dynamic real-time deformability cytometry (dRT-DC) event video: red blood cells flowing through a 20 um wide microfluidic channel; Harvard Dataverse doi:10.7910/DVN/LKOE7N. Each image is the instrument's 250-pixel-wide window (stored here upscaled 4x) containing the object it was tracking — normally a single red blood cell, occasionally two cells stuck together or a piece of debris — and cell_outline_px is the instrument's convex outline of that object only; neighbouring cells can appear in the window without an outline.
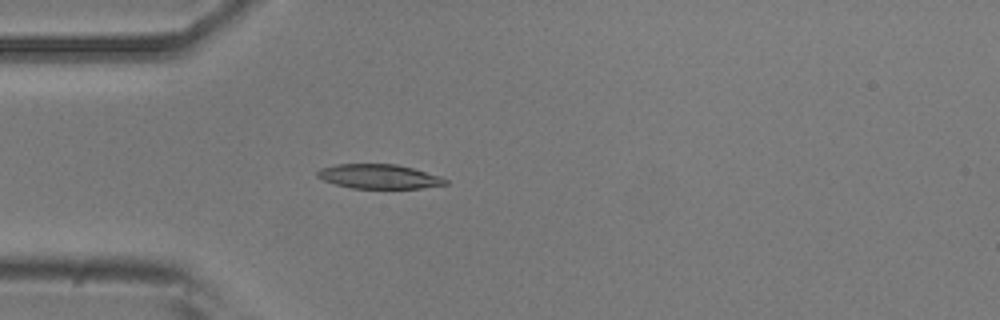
{"species": "common noctule bat (a hibernating species)", "species_latin": "Nyctalus noctula", "temperature_condition": "room temperature", "stored_images_in_passage": 38, "camera_frame_rate_fps": 3000, "um_per_image_px": 0.085, "animal": {"sex": "male", "body_mass_g": 20.5, "forearm_length_mm": 52.5}, "frame": {"image": 1, "passage_image": 1, "time_ms": 0.0, "image_size_px": [1000, 320], "cell_outline_px": [[448, 184], [420, 188], [352, 188], [336, 184], [324, 180], [316, 176], [316, 172], [320, 168], [336, 164], [396, 164], [412, 168], [440, 176], [448, 180]], "centroid_in_image_um": [32.2, 15.0], "position_along_channel_um": 52.8, "area_um2": 18.09}}
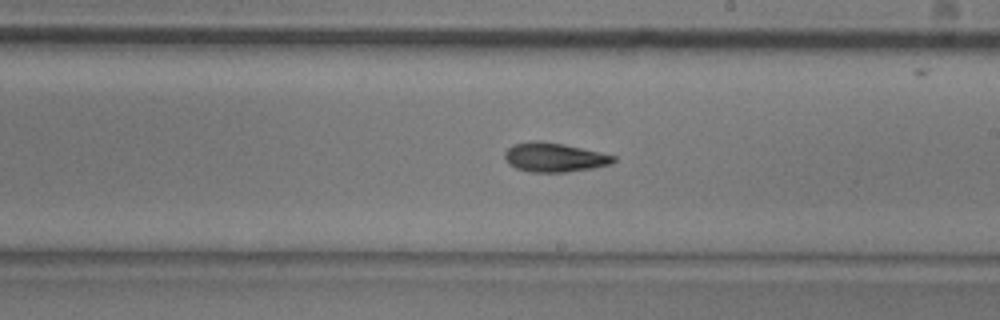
{"frame": {"image": 2, "passage_image": 16, "time_ms": 5.0, "image_size_px": [1000, 320], "cell_outline_px": [[616, 160], [612, 164], [592, 168], [568, 172], [528, 172], [516, 168], [508, 164], [504, 156], [504, 152], [512, 144], [528, 140], [540, 140], [564, 144], [616, 156]], "centroid_in_image_um": [47.08, 13.36], "position_along_channel_um": 241.9, "area_um2": 18.73}}
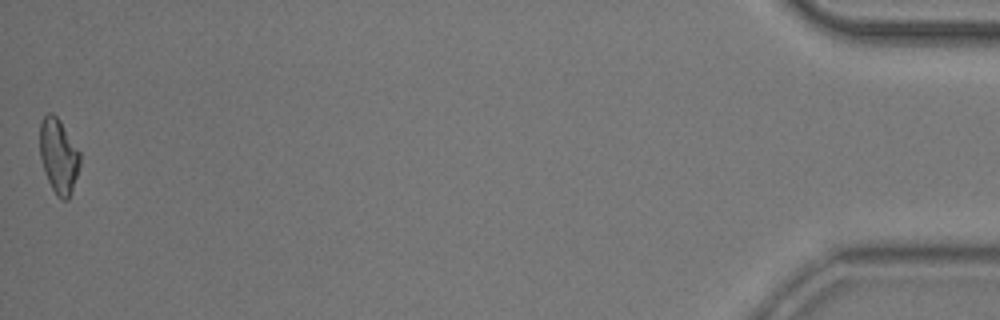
{"frame": {"image": 3, "passage_image": 38, "time_ms": 12.333, "image_size_px": [1000, 320], "cell_outline_px": [[80, 164], [72, 192], [68, 200], [64, 200], [56, 196], [44, 172], [40, 156], [40, 124], [44, 116], [48, 112], [52, 112], [60, 120], [80, 152]], "centroid_in_image_um": [4.98, 13.27], "position_along_channel_um": 430.2, "area_um2": 17.51}, "authors_computed_cell_mechanics": {"area_um2": 17.9758, "velocity_mm_per_s": 3.912, "shape_relaxation_time_tau1_ms": 8.0016, "shape_relaxation_time_tau2_ms": 5.8628, "deformation_change_tau1": 0.2115, "deformation_change_tau2": 0.1578}}